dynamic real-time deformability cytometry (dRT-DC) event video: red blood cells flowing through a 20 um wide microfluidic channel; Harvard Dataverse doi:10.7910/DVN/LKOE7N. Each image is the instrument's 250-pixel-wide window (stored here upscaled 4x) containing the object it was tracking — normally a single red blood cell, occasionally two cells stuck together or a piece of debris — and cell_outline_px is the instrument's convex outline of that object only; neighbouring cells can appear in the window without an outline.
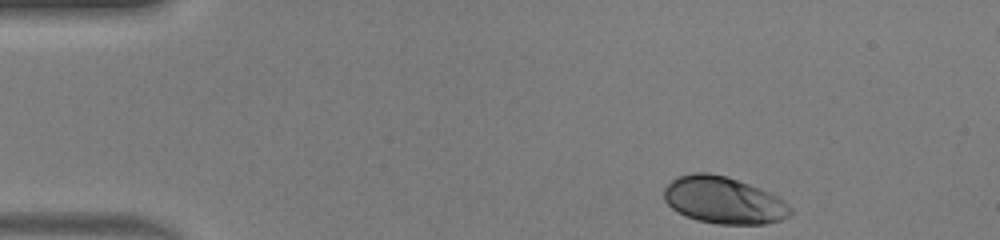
{"species": "human", "species_latin": "Homo sapiens", "temperature_condition": "warm", "stored_images_in_passage": 44, "segment_of_instrument_passage": [1, 2], "camera_frame_rate_fps": 3000, "um_per_image_px": 0.085, "donor": {"sex": "male"}, "frame": {"image": 1, "passage_image": 1, "time_ms": 0.0, "image_size_px": [1000, 240], "cell_outline_px": [[792, 212], [788, 216], [780, 220], [764, 224], [716, 224], [696, 220], [672, 208], [664, 200], [664, 188], [676, 176], [692, 172], [708, 172], [728, 176], [760, 188], [776, 196], [788, 204], [792, 208]], "centroid_in_image_um": [61.49, 17.01], "position_along_channel_um": 23.5, "area_um2": 34.62}}
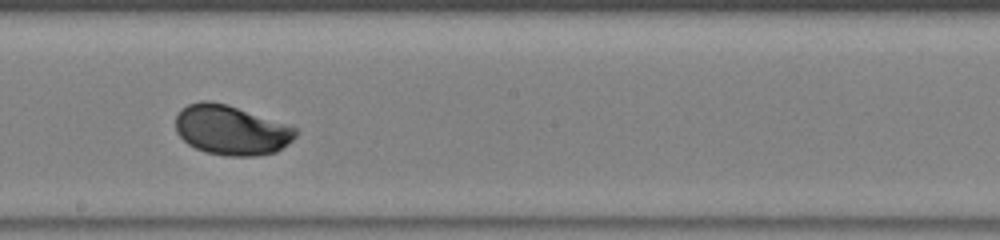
{"frame": {"image": 2, "passage_image": 22, "time_ms": 7.0, "image_size_px": [1000, 240], "cell_outline_px": [[296, 136], [288, 144], [276, 152], [256, 156], [228, 156], [204, 152], [188, 144], [176, 132], [176, 116], [180, 108], [188, 104], [200, 100], [208, 100], [228, 104], [296, 128]], "centroid_in_image_um": [19.61, 11.05], "position_along_channel_um": 228.6, "area_um2": 34.8}}
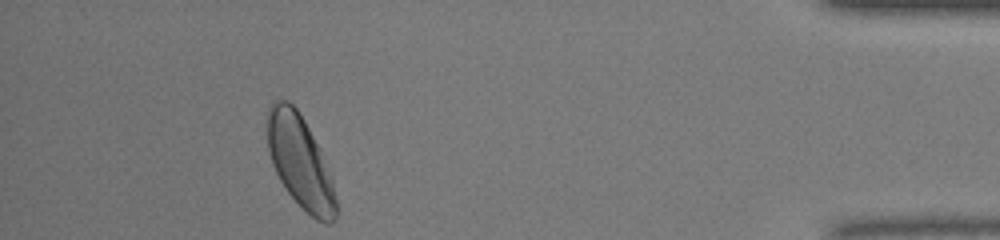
{"frame": {"image": 3, "passage_image": 39, "time_ms": 12.667, "image_size_px": [1000, 240], "cell_outline_px": [[336, 216], [332, 224], [328, 224], [316, 220], [288, 192], [280, 180], [272, 164], [268, 148], [264, 124], [264, 120], [268, 108], [272, 100], [288, 100], [296, 108], [304, 120], [316, 144], [332, 180], [336, 200]], "centroid_in_image_um": [25.44, 13.69], "position_along_channel_um": 409.8, "area_um2": 36.76}}